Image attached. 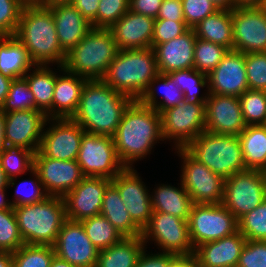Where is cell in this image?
<instances>
[{
  "label": "cell",
  "mask_w": 266,
  "mask_h": 267,
  "mask_svg": "<svg viewBox=\"0 0 266 267\" xmlns=\"http://www.w3.org/2000/svg\"><path fill=\"white\" fill-rule=\"evenodd\" d=\"M132 101L113 90L103 79L87 80L71 119L87 133L113 137L123 112Z\"/></svg>",
  "instance_id": "obj_1"
},
{
  "label": "cell",
  "mask_w": 266,
  "mask_h": 267,
  "mask_svg": "<svg viewBox=\"0 0 266 267\" xmlns=\"http://www.w3.org/2000/svg\"><path fill=\"white\" fill-rule=\"evenodd\" d=\"M113 139L120 161L125 167H133L134 162L151 153L157 141H164L160 114L133 100L123 112Z\"/></svg>",
  "instance_id": "obj_2"
},
{
  "label": "cell",
  "mask_w": 266,
  "mask_h": 267,
  "mask_svg": "<svg viewBox=\"0 0 266 267\" xmlns=\"http://www.w3.org/2000/svg\"><path fill=\"white\" fill-rule=\"evenodd\" d=\"M14 36L28 51L35 65L56 63L59 68L64 65L66 53L59 44L53 15L48 7L26 4Z\"/></svg>",
  "instance_id": "obj_3"
},
{
  "label": "cell",
  "mask_w": 266,
  "mask_h": 267,
  "mask_svg": "<svg viewBox=\"0 0 266 267\" xmlns=\"http://www.w3.org/2000/svg\"><path fill=\"white\" fill-rule=\"evenodd\" d=\"M159 74L153 48L119 50L103 80L115 91L138 100Z\"/></svg>",
  "instance_id": "obj_4"
},
{
  "label": "cell",
  "mask_w": 266,
  "mask_h": 267,
  "mask_svg": "<svg viewBox=\"0 0 266 267\" xmlns=\"http://www.w3.org/2000/svg\"><path fill=\"white\" fill-rule=\"evenodd\" d=\"M24 244L54 246L67 220L63 197L47 196L44 200L13 208Z\"/></svg>",
  "instance_id": "obj_5"
},
{
  "label": "cell",
  "mask_w": 266,
  "mask_h": 267,
  "mask_svg": "<svg viewBox=\"0 0 266 267\" xmlns=\"http://www.w3.org/2000/svg\"><path fill=\"white\" fill-rule=\"evenodd\" d=\"M119 49L109 29L92 28L67 54L63 68L88 80L103 79Z\"/></svg>",
  "instance_id": "obj_6"
},
{
  "label": "cell",
  "mask_w": 266,
  "mask_h": 267,
  "mask_svg": "<svg viewBox=\"0 0 266 267\" xmlns=\"http://www.w3.org/2000/svg\"><path fill=\"white\" fill-rule=\"evenodd\" d=\"M184 149L224 179L247 170L238 136L214 134L205 130Z\"/></svg>",
  "instance_id": "obj_7"
},
{
  "label": "cell",
  "mask_w": 266,
  "mask_h": 267,
  "mask_svg": "<svg viewBox=\"0 0 266 267\" xmlns=\"http://www.w3.org/2000/svg\"><path fill=\"white\" fill-rule=\"evenodd\" d=\"M188 223L194 248L238 231V220L222 203L193 204Z\"/></svg>",
  "instance_id": "obj_8"
},
{
  "label": "cell",
  "mask_w": 266,
  "mask_h": 267,
  "mask_svg": "<svg viewBox=\"0 0 266 267\" xmlns=\"http://www.w3.org/2000/svg\"><path fill=\"white\" fill-rule=\"evenodd\" d=\"M84 176L113 179L126 167L120 161L114 139L85 132L76 159Z\"/></svg>",
  "instance_id": "obj_9"
},
{
  "label": "cell",
  "mask_w": 266,
  "mask_h": 267,
  "mask_svg": "<svg viewBox=\"0 0 266 267\" xmlns=\"http://www.w3.org/2000/svg\"><path fill=\"white\" fill-rule=\"evenodd\" d=\"M266 199L263 171L247 169L225 179L222 204L239 220Z\"/></svg>",
  "instance_id": "obj_10"
},
{
  "label": "cell",
  "mask_w": 266,
  "mask_h": 267,
  "mask_svg": "<svg viewBox=\"0 0 266 267\" xmlns=\"http://www.w3.org/2000/svg\"><path fill=\"white\" fill-rule=\"evenodd\" d=\"M143 242L146 245L152 240L162 252L175 254L178 257H192L194 247L190 240L188 220L177 216L153 212L149 224L142 230Z\"/></svg>",
  "instance_id": "obj_11"
},
{
  "label": "cell",
  "mask_w": 266,
  "mask_h": 267,
  "mask_svg": "<svg viewBox=\"0 0 266 267\" xmlns=\"http://www.w3.org/2000/svg\"><path fill=\"white\" fill-rule=\"evenodd\" d=\"M183 162L181 184L193 204H219L224 197L225 179L193 158L184 148L176 149Z\"/></svg>",
  "instance_id": "obj_12"
},
{
  "label": "cell",
  "mask_w": 266,
  "mask_h": 267,
  "mask_svg": "<svg viewBox=\"0 0 266 267\" xmlns=\"http://www.w3.org/2000/svg\"><path fill=\"white\" fill-rule=\"evenodd\" d=\"M163 139L174 140L175 148H185L205 131V103L181 104L160 113Z\"/></svg>",
  "instance_id": "obj_13"
},
{
  "label": "cell",
  "mask_w": 266,
  "mask_h": 267,
  "mask_svg": "<svg viewBox=\"0 0 266 267\" xmlns=\"http://www.w3.org/2000/svg\"><path fill=\"white\" fill-rule=\"evenodd\" d=\"M233 50L241 53L266 52V9H232Z\"/></svg>",
  "instance_id": "obj_14"
},
{
  "label": "cell",
  "mask_w": 266,
  "mask_h": 267,
  "mask_svg": "<svg viewBox=\"0 0 266 267\" xmlns=\"http://www.w3.org/2000/svg\"><path fill=\"white\" fill-rule=\"evenodd\" d=\"M53 123L43 131L39 152L48 158L76 160L84 129L71 118H52Z\"/></svg>",
  "instance_id": "obj_15"
},
{
  "label": "cell",
  "mask_w": 266,
  "mask_h": 267,
  "mask_svg": "<svg viewBox=\"0 0 266 267\" xmlns=\"http://www.w3.org/2000/svg\"><path fill=\"white\" fill-rule=\"evenodd\" d=\"M48 121V122H47ZM50 119L41 110H18L5 113V141L8 147L39 150L45 125Z\"/></svg>",
  "instance_id": "obj_16"
},
{
  "label": "cell",
  "mask_w": 266,
  "mask_h": 267,
  "mask_svg": "<svg viewBox=\"0 0 266 267\" xmlns=\"http://www.w3.org/2000/svg\"><path fill=\"white\" fill-rule=\"evenodd\" d=\"M55 255L77 267H96L99 250L80 221L66 220L54 245Z\"/></svg>",
  "instance_id": "obj_17"
},
{
  "label": "cell",
  "mask_w": 266,
  "mask_h": 267,
  "mask_svg": "<svg viewBox=\"0 0 266 267\" xmlns=\"http://www.w3.org/2000/svg\"><path fill=\"white\" fill-rule=\"evenodd\" d=\"M50 196L64 197L85 177L76 160H58L34 154V168Z\"/></svg>",
  "instance_id": "obj_18"
},
{
  "label": "cell",
  "mask_w": 266,
  "mask_h": 267,
  "mask_svg": "<svg viewBox=\"0 0 266 267\" xmlns=\"http://www.w3.org/2000/svg\"><path fill=\"white\" fill-rule=\"evenodd\" d=\"M111 183L118 189L132 221L143 230L153 213L151 194L139 173L133 167H126Z\"/></svg>",
  "instance_id": "obj_19"
},
{
  "label": "cell",
  "mask_w": 266,
  "mask_h": 267,
  "mask_svg": "<svg viewBox=\"0 0 266 267\" xmlns=\"http://www.w3.org/2000/svg\"><path fill=\"white\" fill-rule=\"evenodd\" d=\"M111 179L85 176L64 197L66 217L72 221H82L100 214L105 190Z\"/></svg>",
  "instance_id": "obj_20"
},
{
  "label": "cell",
  "mask_w": 266,
  "mask_h": 267,
  "mask_svg": "<svg viewBox=\"0 0 266 267\" xmlns=\"http://www.w3.org/2000/svg\"><path fill=\"white\" fill-rule=\"evenodd\" d=\"M239 97L209 93L205 101V130L238 136L245 128Z\"/></svg>",
  "instance_id": "obj_21"
},
{
  "label": "cell",
  "mask_w": 266,
  "mask_h": 267,
  "mask_svg": "<svg viewBox=\"0 0 266 267\" xmlns=\"http://www.w3.org/2000/svg\"><path fill=\"white\" fill-rule=\"evenodd\" d=\"M208 93L239 97L249 90L245 54L228 50L222 61L207 76Z\"/></svg>",
  "instance_id": "obj_22"
},
{
  "label": "cell",
  "mask_w": 266,
  "mask_h": 267,
  "mask_svg": "<svg viewBox=\"0 0 266 267\" xmlns=\"http://www.w3.org/2000/svg\"><path fill=\"white\" fill-rule=\"evenodd\" d=\"M155 19L128 10L109 30L118 46L123 49L150 48Z\"/></svg>",
  "instance_id": "obj_23"
},
{
  "label": "cell",
  "mask_w": 266,
  "mask_h": 267,
  "mask_svg": "<svg viewBox=\"0 0 266 267\" xmlns=\"http://www.w3.org/2000/svg\"><path fill=\"white\" fill-rule=\"evenodd\" d=\"M245 243L246 238L237 231L217 241L196 246L192 257L199 267H236Z\"/></svg>",
  "instance_id": "obj_24"
},
{
  "label": "cell",
  "mask_w": 266,
  "mask_h": 267,
  "mask_svg": "<svg viewBox=\"0 0 266 267\" xmlns=\"http://www.w3.org/2000/svg\"><path fill=\"white\" fill-rule=\"evenodd\" d=\"M195 43L196 34L193 29H188L181 36L156 45L153 49L159 73L169 74L173 71L194 68Z\"/></svg>",
  "instance_id": "obj_25"
},
{
  "label": "cell",
  "mask_w": 266,
  "mask_h": 267,
  "mask_svg": "<svg viewBox=\"0 0 266 267\" xmlns=\"http://www.w3.org/2000/svg\"><path fill=\"white\" fill-rule=\"evenodd\" d=\"M48 8L53 15L59 44L67 54L92 29L91 23L71 3L54 4Z\"/></svg>",
  "instance_id": "obj_26"
},
{
  "label": "cell",
  "mask_w": 266,
  "mask_h": 267,
  "mask_svg": "<svg viewBox=\"0 0 266 267\" xmlns=\"http://www.w3.org/2000/svg\"><path fill=\"white\" fill-rule=\"evenodd\" d=\"M60 68L63 75H56L53 118H71L77 110L82 89L88 79L69 73L63 66Z\"/></svg>",
  "instance_id": "obj_27"
},
{
  "label": "cell",
  "mask_w": 266,
  "mask_h": 267,
  "mask_svg": "<svg viewBox=\"0 0 266 267\" xmlns=\"http://www.w3.org/2000/svg\"><path fill=\"white\" fill-rule=\"evenodd\" d=\"M35 64L15 36L0 37V73L12 79L24 77ZM32 68V69H31Z\"/></svg>",
  "instance_id": "obj_28"
},
{
  "label": "cell",
  "mask_w": 266,
  "mask_h": 267,
  "mask_svg": "<svg viewBox=\"0 0 266 267\" xmlns=\"http://www.w3.org/2000/svg\"><path fill=\"white\" fill-rule=\"evenodd\" d=\"M180 188L161 184L151 195L153 212H163L188 220L193 201L187 190L180 184Z\"/></svg>",
  "instance_id": "obj_29"
},
{
  "label": "cell",
  "mask_w": 266,
  "mask_h": 267,
  "mask_svg": "<svg viewBox=\"0 0 266 267\" xmlns=\"http://www.w3.org/2000/svg\"><path fill=\"white\" fill-rule=\"evenodd\" d=\"M100 214L103 215L123 237L142 236V230L132 221L118 189L112 183L105 190Z\"/></svg>",
  "instance_id": "obj_30"
},
{
  "label": "cell",
  "mask_w": 266,
  "mask_h": 267,
  "mask_svg": "<svg viewBox=\"0 0 266 267\" xmlns=\"http://www.w3.org/2000/svg\"><path fill=\"white\" fill-rule=\"evenodd\" d=\"M196 38L233 50L232 9H219L193 28Z\"/></svg>",
  "instance_id": "obj_31"
},
{
  "label": "cell",
  "mask_w": 266,
  "mask_h": 267,
  "mask_svg": "<svg viewBox=\"0 0 266 267\" xmlns=\"http://www.w3.org/2000/svg\"><path fill=\"white\" fill-rule=\"evenodd\" d=\"M145 246L142 236L123 237L99 251L96 267H135Z\"/></svg>",
  "instance_id": "obj_32"
},
{
  "label": "cell",
  "mask_w": 266,
  "mask_h": 267,
  "mask_svg": "<svg viewBox=\"0 0 266 267\" xmlns=\"http://www.w3.org/2000/svg\"><path fill=\"white\" fill-rule=\"evenodd\" d=\"M35 70L24 76L35 98V108L44 112L48 119L53 118V95L56 74L48 65H35Z\"/></svg>",
  "instance_id": "obj_33"
},
{
  "label": "cell",
  "mask_w": 266,
  "mask_h": 267,
  "mask_svg": "<svg viewBox=\"0 0 266 267\" xmlns=\"http://www.w3.org/2000/svg\"><path fill=\"white\" fill-rule=\"evenodd\" d=\"M247 169H266V125H248L238 135Z\"/></svg>",
  "instance_id": "obj_34"
},
{
  "label": "cell",
  "mask_w": 266,
  "mask_h": 267,
  "mask_svg": "<svg viewBox=\"0 0 266 267\" xmlns=\"http://www.w3.org/2000/svg\"><path fill=\"white\" fill-rule=\"evenodd\" d=\"M156 84L163 87L162 101L157 100ZM161 88V87H160ZM138 101L147 107L155 109L159 114L168 108L177 106L184 101V94L181 89L174 83L168 74H158L150 83L148 88L138 99Z\"/></svg>",
  "instance_id": "obj_35"
},
{
  "label": "cell",
  "mask_w": 266,
  "mask_h": 267,
  "mask_svg": "<svg viewBox=\"0 0 266 267\" xmlns=\"http://www.w3.org/2000/svg\"><path fill=\"white\" fill-rule=\"evenodd\" d=\"M34 152L23 147H6L0 154V164L8 179V188L13 187L18 175L34 168Z\"/></svg>",
  "instance_id": "obj_36"
},
{
  "label": "cell",
  "mask_w": 266,
  "mask_h": 267,
  "mask_svg": "<svg viewBox=\"0 0 266 267\" xmlns=\"http://www.w3.org/2000/svg\"><path fill=\"white\" fill-rule=\"evenodd\" d=\"M80 222L86 235L99 251L112 246L123 238L121 233L101 214Z\"/></svg>",
  "instance_id": "obj_37"
},
{
  "label": "cell",
  "mask_w": 266,
  "mask_h": 267,
  "mask_svg": "<svg viewBox=\"0 0 266 267\" xmlns=\"http://www.w3.org/2000/svg\"><path fill=\"white\" fill-rule=\"evenodd\" d=\"M174 83L181 89L184 94V100L189 103H205L208 98V90L203 97L199 96L200 88H204L208 83L206 74L197 71L194 68L173 71L168 74Z\"/></svg>",
  "instance_id": "obj_38"
},
{
  "label": "cell",
  "mask_w": 266,
  "mask_h": 267,
  "mask_svg": "<svg viewBox=\"0 0 266 267\" xmlns=\"http://www.w3.org/2000/svg\"><path fill=\"white\" fill-rule=\"evenodd\" d=\"M13 267H50L54 246L24 244L12 253Z\"/></svg>",
  "instance_id": "obj_39"
},
{
  "label": "cell",
  "mask_w": 266,
  "mask_h": 267,
  "mask_svg": "<svg viewBox=\"0 0 266 267\" xmlns=\"http://www.w3.org/2000/svg\"><path fill=\"white\" fill-rule=\"evenodd\" d=\"M228 49L219 44L196 38L194 47V69L207 76L222 61Z\"/></svg>",
  "instance_id": "obj_40"
},
{
  "label": "cell",
  "mask_w": 266,
  "mask_h": 267,
  "mask_svg": "<svg viewBox=\"0 0 266 267\" xmlns=\"http://www.w3.org/2000/svg\"><path fill=\"white\" fill-rule=\"evenodd\" d=\"M246 125H266V91L247 90L239 96Z\"/></svg>",
  "instance_id": "obj_41"
},
{
  "label": "cell",
  "mask_w": 266,
  "mask_h": 267,
  "mask_svg": "<svg viewBox=\"0 0 266 267\" xmlns=\"http://www.w3.org/2000/svg\"><path fill=\"white\" fill-rule=\"evenodd\" d=\"M4 113L18 110H37L35 98L24 77L13 79L8 96L0 108Z\"/></svg>",
  "instance_id": "obj_42"
},
{
  "label": "cell",
  "mask_w": 266,
  "mask_h": 267,
  "mask_svg": "<svg viewBox=\"0 0 266 267\" xmlns=\"http://www.w3.org/2000/svg\"><path fill=\"white\" fill-rule=\"evenodd\" d=\"M238 231L246 240L266 241V199L238 220Z\"/></svg>",
  "instance_id": "obj_43"
},
{
  "label": "cell",
  "mask_w": 266,
  "mask_h": 267,
  "mask_svg": "<svg viewBox=\"0 0 266 267\" xmlns=\"http://www.w3.org/2000/svg\"><path fill=\"white\" fill-rule=\"evenodd\" d=\"M24 245L14 209L0 210V251H17Z\"/></svg>",
  "instance_id": "obj_44"
},
{
  "label": "cell",
  "mask_w": 266,
  "mask_h": 267,
  "mask_svg": "<svg viewBox=\"0 0 266 267\" xmlns=\"http://www.w3.org/2000/svg\"><path fill=\"white\" fill-rule=\"evenodd\" d=\"M249 90L266 91V52L245 54Z\"/></svg>",
  "instance_id": "obj_45"
},
{
  "label": "cell",
  "mask_w": 266,
  "mask_h": 267,
  "mask_svg": "<svg viewBox=\"0 0 266 267\" xmlns=\"http://www.w3.org/2000/svg\"><path fill=\"white\" fill-rule=\"evenodd\" d=\"M129 10V0H100L92 28L109 29Z\"/></svg>",
  "instance_id": "obj_46"
},
{
  "label": "cell",
  "mask_w": 266,
  "mask_h": 267,
  "mask_svg": "<svg viewBox=\"0 0 266 267\" xmlns=\"http://www.w3.org/2000/svg\"><path fill=\"white\" fill-rule=\"evenodd\" d=\"M25 5L22 0H0V37L14 36Z\"/></svg>",
  "instance_id": "obj_47"
},
{
  "label": "cell",
  "mask_w": 266,
  "mask_h": 267,
  "mask_svg": "<svg viewBox=\"0 0 266 267\" xmlns=\"http://www.w3.org/2000/svg\"><path fill=\"white\" fill-rule=\"evenodd\" d=\"M30 173H32V176L34 175L33 177L35 179L24 180L21 183H19L18 186H16L17 189L15 190L14 193L15 197L13 196V198L15 199L12 201L13 207L37 203L44 200L47 196H49L44 190L43 184L39 179L38 173L34 169ZM23 186L28 188L30 186L31 188L30 189L26 188L27 191H25L24 188L22 190Z\"/></svg>",
  "instance_id": "obj_48"
},
{
  "label": "cell",
  "mask_w": 266,
  "mask_h": 267,
  "mask_svg": "<svg viewBox=\"0 0 266 267\" xmlns=\"http://www.w3.org/2000/svg\"><path fill=\"white\" fill-rule=\"evenodd\" d=\"M183 15L189 29L196 27L202 20L215 13L219 8L211 0H181Z\"/></svg>",
  "instance_id": "obj_49"
},
{
  "label": "cell",
  "mask_w": 266,
  "mask_h": 267,
  "mask_svg": "<svg viewBox=\"0 0 266 267\" xmlns=\"http://www.w3.org/2000/svg\"><path fill=\"white\" fill-rule=\"evenodd\" d=\"M236 267H266V241L246 240Z\"/></svg>",
  "instance_id": "obj_50"
},
{
  "label": "cell",
  "mask_w": 266,
  "mask_h": 267,
  "mask_svg": "<svg viewBox=\"0 0 266 267\" xmlns=\"http://www.w3.org/2000/svg\"><path fill=\"white\" fill-rule=\"evenodd\" d=\"M188 29L189 28L187 27L186 22L155 19L151 48L181 36Z\"/></svg>",
  "instance_id": "obj_51"
},
{
  "label": "cell",
  "mask_w": 266,
  "mask_h": 267,
  "mask_svg": "<svg viewBox=\"0 0 266 267\" xmlns=\"http://www.w3.org/2000/svg\"><path fill=\"white\" fill-rule=\"evenodd\" d=\"M144 248L139 256L135 267H172L179 258L175 254L159 252L157 254H147Z\"/></svg>",
  "instance_id": "obj_52"
},
{
  "label": "cell",
  "mask_w": 266,
  "mask_h": 267,
  "mask_svg": "<svg viewBox=\"0 0 266 267\" xmlns=\"http://www.w3.org/2000/svg\"><path fill=\"white\" fill-rule=\"evenodd\" d=\"M156 19L185 22L181 0H163Z\"/></svg>",
  "instance_id": "obj_53"
},
{
  "label": "cell",
  "mask_w": 266,
  "mask_h": 267,
  "mask_svg": "<svg viewBox=\"0 0 266 267\" xmlns=\"http://www.w3.org/2000/svg\"><path fill=\"white\" fill-rule=\"evenodd\" d=\"M162 1L163 0H129V10L156 19Z\"/></svg>",
  "instance_id": "obj_54"
},
{
  "label": "cell",
  "mask_w": 266,
  "mask_h": 267,
  "mask_svg": "<svg viewBox=\"0 0 266 267\" xmlns=\"http://www.w3.org/2000/svg\"><path fill=\"white\" fill-rule=\"evenodd\" d=\"M100 0H71V4L92 23L97 17Z\"/></svg>",
  "instance_id": "obj_55"
},
{
  "label": "cell",
  "mask_w": 266,
  "mask_h": 267,
  "mask_svg": "<svg viewBox=\"0 0 266 267\" xmlns=\"http://www.w3.org/2000/svg\"><path fill=\"white\" fill-rule=\"evenodd\" d=\"M12 80V78L4 76L0 73V108L3 105L5 98L8 96Z\"/></svg>",
  "instance_id": "obj_56"
},
{
  "label": "cell",
  "mask_w": 266,
  "mask_h": 267,
  "mask_svg": "<svg viewBox=\"0 0 266 267\" xmlns=\"http://www.w3.org/2000/svg\"><path fill=\"white\" fill-rule=\"evenodd\" d=\"M234 8L264 7L266 0H233Z\"/></svg>",
  "instance_id": "obj_57"
},
{
  "label": "cell",
  "mask_w": 266,
  "mask_h": 267,
  "mask_svg": "<svg viewBox=\"0 0 266 267\" xmlns=\"http://www.w3.org/2000/svg\"><path fill=\"white\" fill-rule=\"evenodd\" d=\"M172 267H199L193 257H179Z\"/></svg>",
  "instance_id": "obj_58"
},
{
  "label": "cell",
  "mask_w": 266,
  "mask_h": 267,
  "mask_svg": "<svg viewBox=\"0 0 266 267\" xmlns=\"http://www.w3.org/2000/svg\"><path fill=\"white\" fill-rule=\"evenodd\" d=\"M5 113L0 109V154L7 147L4 134Z\"/></svg>",
  "instance_id": "obj_59"
},
{
  "label": "cell",
  "mask_w": 266,
  "mask_h": 267,
  "mask_svg": "<svg viewBox=\"0 0 266 267\" xmlns=\"http://www.w3.org/2000/svg\"><path fill=\"white\" fill-rule=\"evenodd\" d=\"M0 267H13L12 252L0 251Z\"/></svg>",
  "instance_id": "obj_60"
},
{
  "label": "cell",
  "mask_w": 266,
  "mask_h": 267,
  "mask_svg": "<svg viewBox=\"0 0 266 267\" xmlns=\"http://www.w3.org/2000/svg\"><path fill=\"white\" fill-rule=\"evenodd\" d=\"M7 188H1L0 189V210H8V209H13V204L12 202H8V200L5 201V190Z\"/></svg>",
  "instance_id": "obj_61"
},
{
  "label": "cell",
  "mask_w": 266,
  "mask_h": 267,
  "mask_svg": "<svg viewBox=\"0 0 266 267\" xmlns=\"http://www.w3.org/2000/svg\"><path fill=\"white\" fill-rule=\"evenodd\" d=\"M213 4H215L219 9H233L234 8V2L233 0H211Z\"/></svg>",
  "instance_id": "obj_62"
},
{
  "label": "cell",
  "mask_w": 266,
  "mask_h": 267,
  "mask_svg": "<svg viewBox=\"0 0 266 267\" xmlns=\"http://www.w3.org/2000/svg\"><path fill=\"white\" fill-rule=\"evenodd\" d=\"M50 267H77V266L71 265L69 262L62 260L55 255L51 261Z\"/></svg>",
  "instance_id": "obj_63"
},
{
  "label": "cell",
  "mask_w": 266,
  "mask_h": 267,
  "mask_svg": "<svg viewBox=\"0 0 266 267\" xmlns=\"http://www.w3.org/2000/svg\"><path fill=\"white\" fill-rule=\"evenodd\" d=\"M71 0H41V6L48 7L59 3H70Z\"/></svg>",
  "instance_id": "obj_64"
},
{
  "label": "cell",
  "mask_w": 266,
  "mask_h": 267,
  "mask_svg": "<svg viewBox=\"0 0 266 267\" xmlns=\"http://www.w3.org/2000/svg\"><path fill=\"white\" fill-rule=\"evenodd\" d=\"M7 186H8V179L6 178L4 170L0 164V189L1 188H8Z\"/></svg>",
  "instance_id": "obj_65"
},
{
  "label": "cell",
  "mask_w": 266,
  "mask_h": 267,
  "mask_svg": "<svg viewBox=\"0 0 266 267\" xmlns=\"http://www.w3.org/2000/svg\"><path fill=\"white\" fill-rule=\"evenodd\" d=\"M25 4H37L41 6V0H22Z\"/></svg>",
  "instance_id": "obj_66"
}]
</instances>
